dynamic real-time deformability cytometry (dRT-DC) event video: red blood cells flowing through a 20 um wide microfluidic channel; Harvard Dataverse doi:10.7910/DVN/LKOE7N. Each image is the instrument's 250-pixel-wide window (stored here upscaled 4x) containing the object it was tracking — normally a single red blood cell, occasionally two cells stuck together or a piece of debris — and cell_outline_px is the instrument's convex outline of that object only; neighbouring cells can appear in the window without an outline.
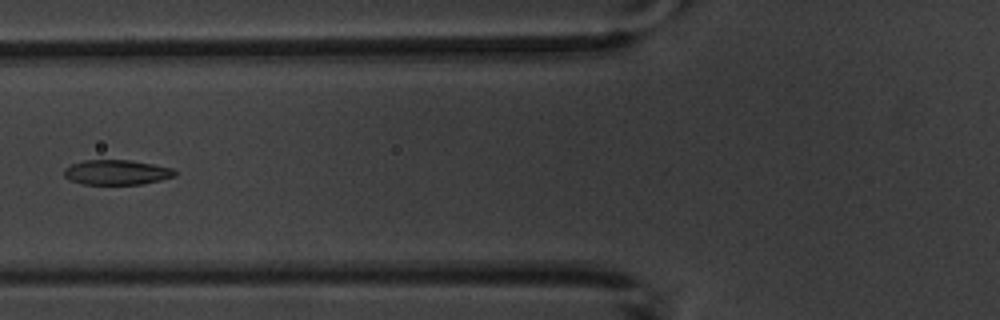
{"species": "common noctule bat (a hibernating species)", "species_latin": "Nyctalus noctula", "temperature_condition": "warm", "stored_images_in_passage": 9, "camera_frame_rate_fps": 3000, "um_per_image_px": 0.085, "animal": {"sex": "male", "body_mass_g": 20.1, "forearm_length_mm": 53.5}, "frame": {"image": 1, "passage_image": 6, "time_ms": 6.667, "image_size_px": [1000, 320], "cell_outline_px": [[176, 176], [160, 180], [140, 184], [84, 184], [68, 180], [64, 176], [64, 168], [72, 164], [84, 160], [128, 160], [152, 164], [172, 168], [176, 172]], "centroid_in_image_um": [9.89, 14.65], "position_along_channel_um": 115.9, "area_um2": 16.01}}
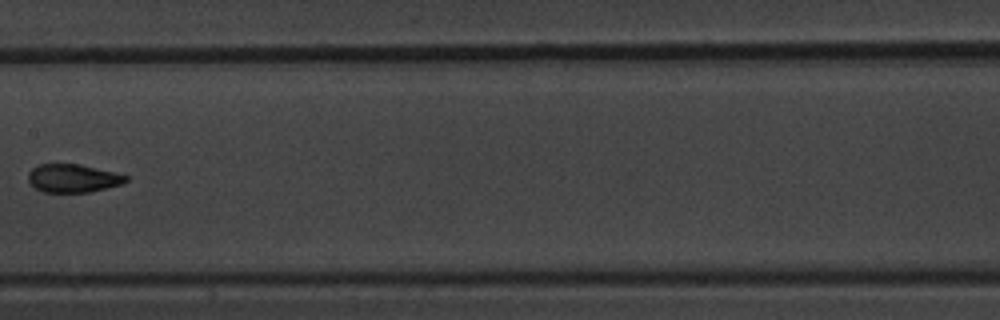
{"frame": {"image": 2, "passage_image": 8, "time_ms": 9.0, "image_size_px": [1000, 320], "cell_outline_px": [[128, 180], [124, 184], [108, 188], [88, 192], [44, 192], [36, 188], [28, 180], [28, 172], [32, 168], [40, 164], [80, 164], [128, 176]], "centroid_in_image_um": [6.21, 15.15], "position_along_channel_um": 201.2, "area_um2": 16.01}}
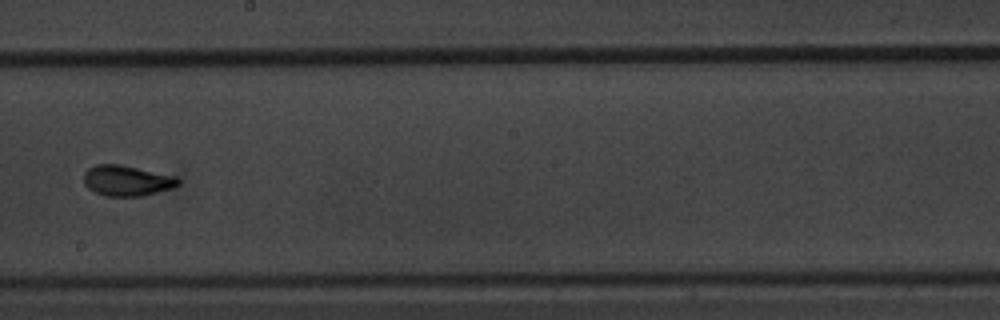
{"frame": {"image": 3, "passage_image": 9, "time_ms": 10.0, "image_size_px": [1000, 320], "cell_outline_px": [[180, 184], [172, 188], [140, 196], [104, 196], [88, 188], [84, 184], [84, 172], [88, 168], [96, 164], [120, 164], [176, 176], [180, 180]], "centroid_in_image_um": [10.77, 15.34], "position_along_channel_um": 237.4, "area_um2": 16.82}}